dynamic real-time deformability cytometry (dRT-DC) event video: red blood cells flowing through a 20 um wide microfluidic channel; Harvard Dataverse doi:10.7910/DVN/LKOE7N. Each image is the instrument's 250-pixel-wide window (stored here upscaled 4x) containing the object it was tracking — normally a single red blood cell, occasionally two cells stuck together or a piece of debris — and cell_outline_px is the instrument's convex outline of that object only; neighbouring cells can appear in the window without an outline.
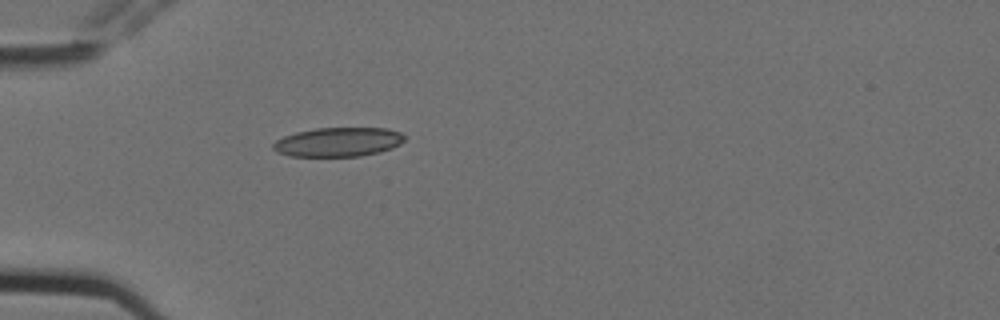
{"species": "Egyptian fruit bat (a non-hibernating species)", "species_latin": "Rousettus aegyptiacus", "temperature_condition": "cold", "stored_images_in_passage": 3, "camera_frame_rate_fps": 3000, "um_per_image_px": 0.085, "animal": {"sex": "female"}, "frame": {"image": 1, "passage_image": 3, "time_ms": 0.667, "image_size_px": [1000, 320], "cell_outline_px": [[404, 140], [400, 144], [392, 148], [380, 152], [360, 156], [288, 156], [276, 152], [272, 148], [272, 144], [276, 140], [284, 136], [296, 132], [316, 128], [388, 128], [400, 132], [404, 136]], "centroid_in_image_um": [28.73, 12.07], "position_along_channel_um": 56.3, "area_um2": 22.43}}